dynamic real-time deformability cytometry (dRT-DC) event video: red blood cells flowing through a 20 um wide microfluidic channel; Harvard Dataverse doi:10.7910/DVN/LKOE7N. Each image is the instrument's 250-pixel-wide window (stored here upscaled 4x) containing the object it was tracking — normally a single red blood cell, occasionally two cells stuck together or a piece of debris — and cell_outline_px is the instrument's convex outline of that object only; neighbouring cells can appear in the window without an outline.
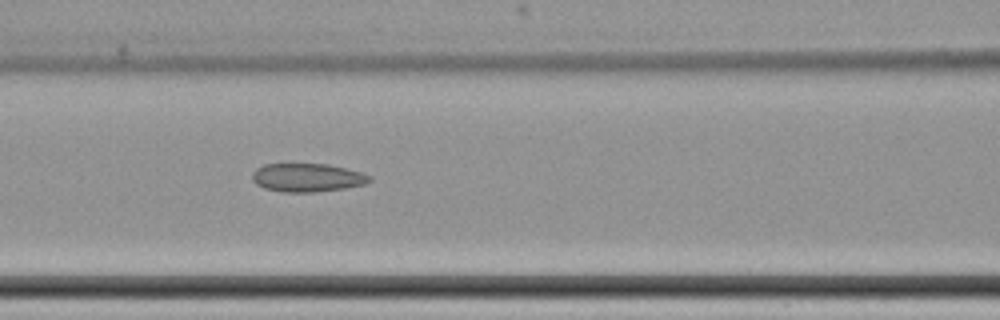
{"species": "common noctule bat (a hibernating species)", "species_latin": "Nyctalus noctula", "temperature_condition": "cold", "stored_images_in_passage": 6, "camera_frame_rate_fps": 3000, "um_per_image_px": 0.085, "animal": {"sex": "female", "body_mass_g": 22.7, "forearm_length_mm": 54.2}, "frame": {"image": 1, "passage_image": 6, "time_ms": 6.0, "image_size_px": [1000, 320], "cell_outline_px": [[372, 180], [364, 184], [344, 188], [312, 192], [284, 192], [264, 188], [256, 184], [252, 180], [252, 172], [256, 168], [264, 164], [328, 164], [360, 172], [372, 176]], "centroid_in_image_um": [26.09, 15.09], "position_along_channel_um": 140.5, "area_um2": 19.36}}